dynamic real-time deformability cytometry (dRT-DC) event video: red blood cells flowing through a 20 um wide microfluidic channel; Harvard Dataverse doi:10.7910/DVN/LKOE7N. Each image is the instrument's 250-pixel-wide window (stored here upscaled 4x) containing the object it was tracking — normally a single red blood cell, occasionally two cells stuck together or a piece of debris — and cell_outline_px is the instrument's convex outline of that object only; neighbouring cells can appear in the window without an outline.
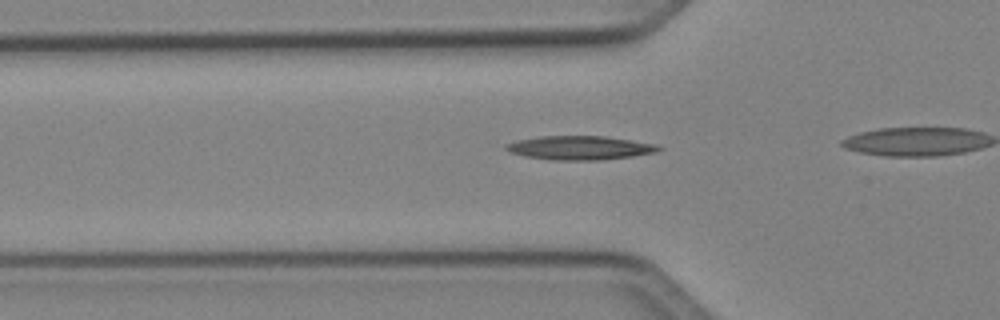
{"species": "Egyptian fruit bat (a non-hibernating species)", "species_latin": "Rousettus aegyptiacus", "temperature_condition": "cold", "stored_images_in_passage": 36, "camera_frame_rate_fps": 3000, "um_per_image_px": 0.085, "animal": {"sex": "female"}, "frame": {"image": 1, "passage_image": 13, "time_ms": 4.0, "image_size_px": [1000, 320], "cell_outline_px": [[664, 148], [656, 152], [632, 156], [604, 160], [552, 160], [524, 156], [512, 152], [504, 148], [504, 144], [516, 140], [540, 136], [604, 136], [656, 144]], "centroid_in_image_um": [49.28, 12.56], "position_along_channel_um": 76.5, "area_um2": 21.27}}
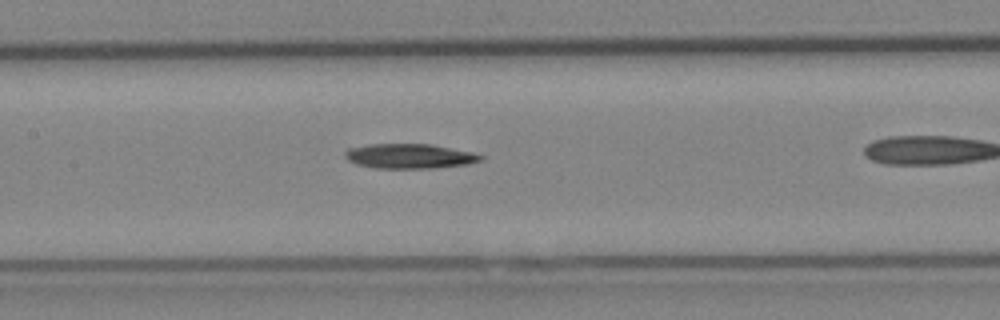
{"frame": {"image": 2, "passage_image": 20, "time_ms": 6.333, "image_size_px": [1000, 320], "cell_outline_px": [[484, 160], [468, 164], [436, 168], [376, 168], [356, 164], [348, 160], [344, 156], [344, 152], [348, 148], [372, 144], [428, 144], [472, 152], [484, 156]], "centroid_in_image_um": [34.81, 13.28], "position_along_channel_um": 172.6, "area_um2": 19.54}}
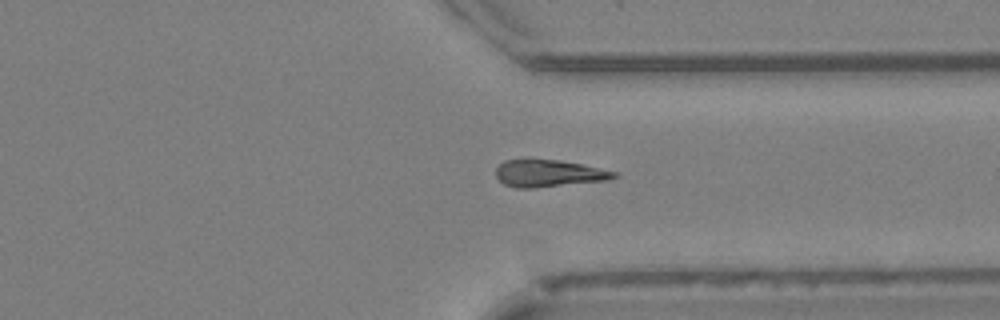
{"frame": {"image": 3, "passage_image": 34, "time_ms": 11.0, "image_size_px": [1000, 320], "cell_outline_px": [[620, 176], [608, 180], [536, 188], [516, 188], [504, 184], [496, 176], [496, 168], [504, 160], [560, 160], [580, 164], [616, 172]], "centroid_in_image_um": [46.64, 14.75], "position_along_channel_um": 364.8, "area_um2": 18.5}}